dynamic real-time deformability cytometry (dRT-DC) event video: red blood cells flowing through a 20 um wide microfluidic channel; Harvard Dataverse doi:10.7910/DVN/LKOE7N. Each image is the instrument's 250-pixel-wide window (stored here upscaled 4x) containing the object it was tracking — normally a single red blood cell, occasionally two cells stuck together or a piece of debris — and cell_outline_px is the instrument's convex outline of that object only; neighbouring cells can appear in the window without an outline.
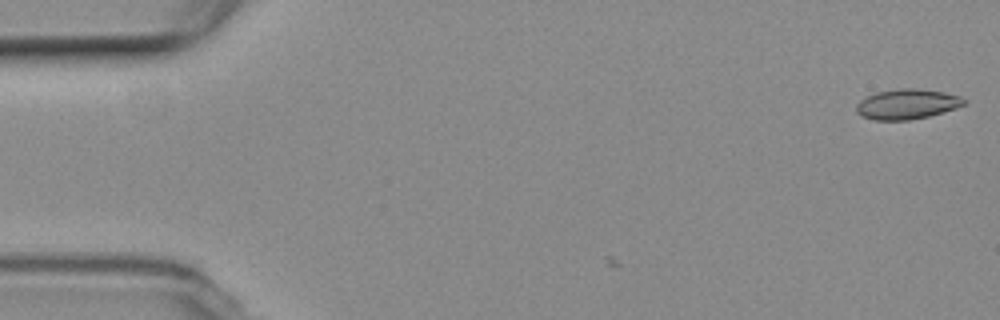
{"species": "common noctule bat (a hibernating species)", "species_latin": "Nyctalus noctula", "temperature_condition": "room temperature", "stored_images_in_passage": 3, "camera_frame_rate_fps": 3000, "um_per_image_px": 0.085, "animal": {"sex": "female", "body_mass_g": 19.3, "forearm_length_mm": 54.1}, "frame": {"image": 1, "passage_image": 1, "time_ms": 0.0, "image_size_px": [1000, 320], "cell_outline_px": [[968, 100], [964, 104], [956, 108], [928, 116], [908, 120], [872, 120], [860, 116], [856, 112], [856, 104], [860, 100], [876, 92], [900, 88], [916, 88], [944, 92], [960, 96]], "centroid_in_image_um": [77.08, 8.85], "position_along_channel_um": 7.9, "area_um2": 18.96}}